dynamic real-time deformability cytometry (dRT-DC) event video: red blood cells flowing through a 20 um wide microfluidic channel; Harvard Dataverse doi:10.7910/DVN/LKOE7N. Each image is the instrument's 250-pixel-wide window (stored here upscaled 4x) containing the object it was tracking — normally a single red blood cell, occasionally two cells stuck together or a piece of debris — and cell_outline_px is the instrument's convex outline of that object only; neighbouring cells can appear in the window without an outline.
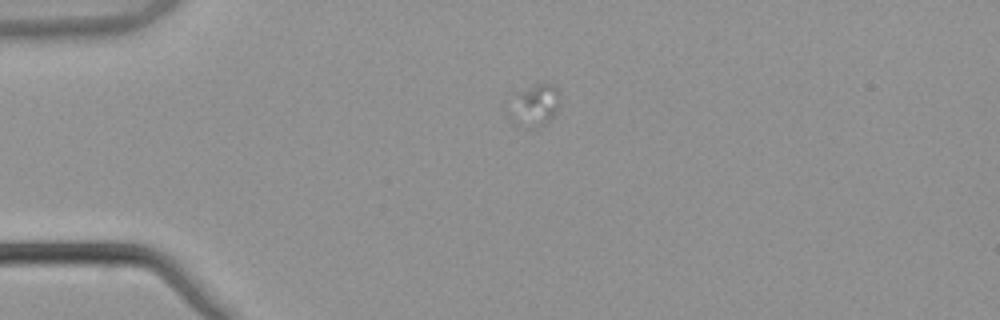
{"species": "common noctule bat (a hibernating species)", "species_latin": "Nyctalus noctula", "temperature_condition": "warm", "stored_images_in_passage": 12, "camera_frame_rate_fps": 3000, "um_per_image_px": 0.085, "animal": {"sex": "male", "body_mass_g": 21.5, "forearm_length_mm": 52.0}, "frame": {"image": 1, "passage_image": 4, "time_ms": 1.0, "image_size_px": [1000, 320], "cell_outline_px": [[556, 108], [548, 124], [536, 128], [524, 128], [516, 124], [508, 116], [524, 92], [536, 84], [552, 84], [556, 88]], "centroid_in_image_um": [45.49, 9.07], "position_along_channel_um": 39.5, "area_um2": 11.1}}